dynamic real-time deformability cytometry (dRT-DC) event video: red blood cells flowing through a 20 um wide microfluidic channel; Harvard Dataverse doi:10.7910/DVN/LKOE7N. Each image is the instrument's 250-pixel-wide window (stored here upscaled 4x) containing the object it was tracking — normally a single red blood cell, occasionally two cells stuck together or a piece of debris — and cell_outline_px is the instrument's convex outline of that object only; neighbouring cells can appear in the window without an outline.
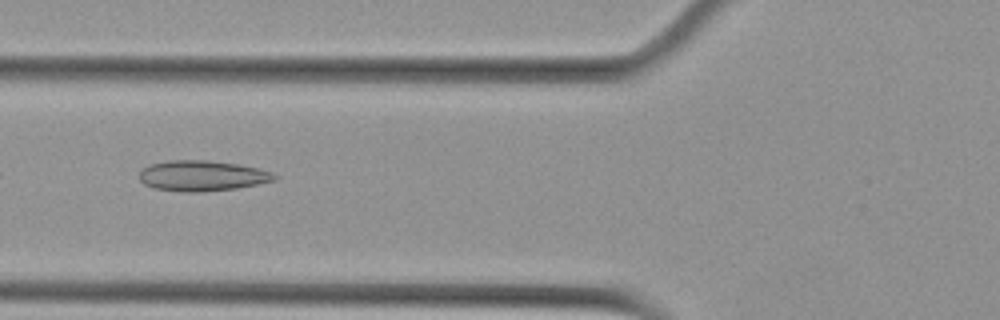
{"species": "Egyptian fruit bat (a non-hibernating species)", "species_latin": "Rousettus aegyptiacus", "temperature_condition": "cold", "stored_images_in_passage": 8, "camera_frame_rate_fps": 3000, "um_per_image_px": 0.085, "animal": {"sex": "female"}, "frame": {"image": 1, "passage_image": 5, "time_ms": 1.333, "image_size_px": [1000, 320], "cell_outline_px": [[276, 180], [236, 188], [200, 192], [184, 192], [156, 188], [144, 184], [140, 180], [140, 168], [148, 164], [168, 160], [208, 160], [240, 164], [272, 172], [276, 176]], "centroid_in_image_um": [17.14, 14.93], "position_along_channel_um": 108.7, "area_um2": 24.04}}
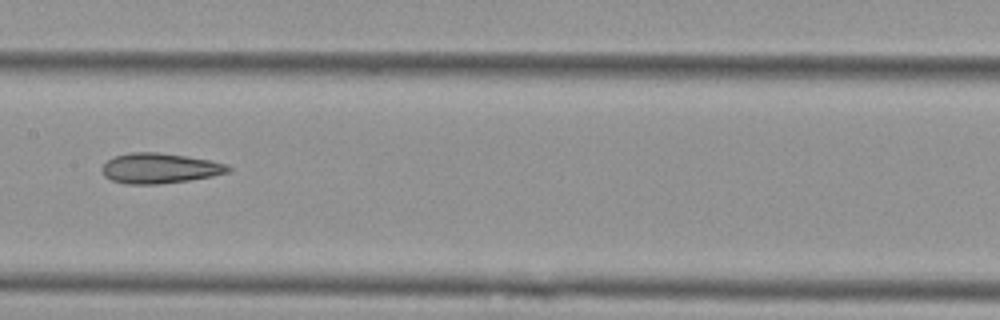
{"frame": {"image": 2, "passage_image": 7, "time_ms": 2.0, "image_size_px": [1000, 320], "cell_outline_px": [[232, 168], [228, 172], [212, 176], [188, 180], [156, 184], [128, 184], [112, 180], [104, 176], [100, 168], [108, 160], [116, 156], [132, 152], [156, 152], [184, 156], [208, 160], [228, 164]], "centroid_in_image_um": [13.56, 14.3], "position_along_channel_um": 193.8, "area_um2": 21.96}}
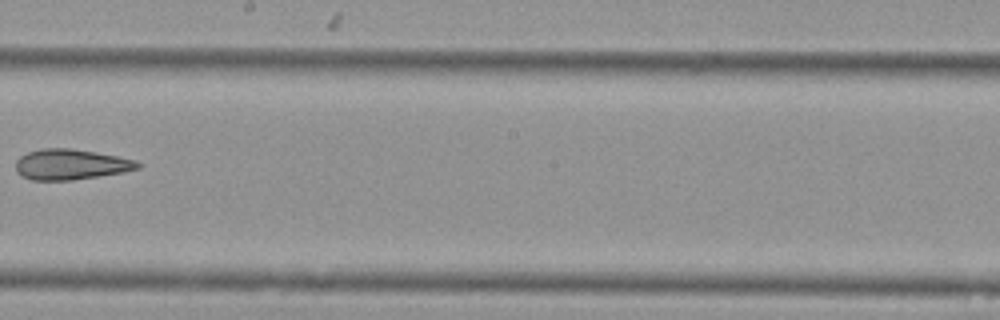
{"frame": {"image": 3, "passage_image": 8, "time_ms": 2.333, "image_size_px": [1000, 320], "cell_outline_px": [[144, 164], [140, 168], [124, 172], [72, 180], [32, 180], [20, 176], [16, 172], [16, 160], [20, 156], [28, 152], [40, 148], [72, 148], [96, 152], [136, 160]], "centroid_in_image_um": [6.02, 13.97], "position_along_channel_um": 242.2, "area_um2": 21.91}}